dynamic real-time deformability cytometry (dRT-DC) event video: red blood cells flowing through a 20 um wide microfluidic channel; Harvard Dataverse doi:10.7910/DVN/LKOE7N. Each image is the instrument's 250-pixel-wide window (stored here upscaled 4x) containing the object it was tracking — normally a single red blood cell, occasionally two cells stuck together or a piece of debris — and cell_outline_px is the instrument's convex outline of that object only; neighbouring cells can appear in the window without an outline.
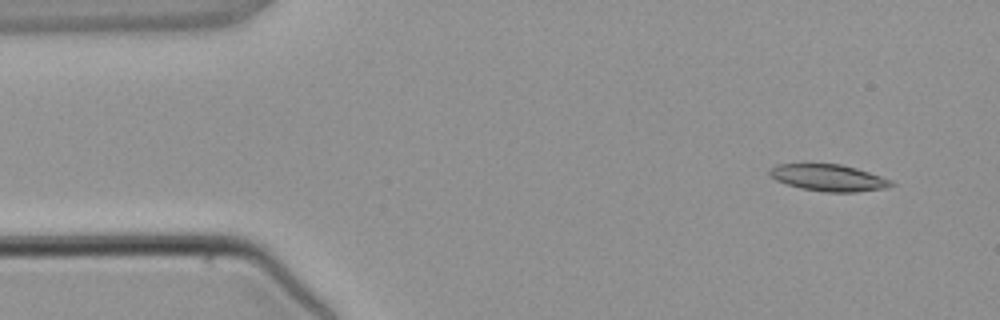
{"species": "common noctule bat (a hibernating species)", "species_latin": "Nyctalus noctula", "temperature_condition": "warm", "stored_images_in_passage": 2, "camera_frame_rate_fps": 3000, "um_per_image_px": 0.085, "animal": {"sex": "male", "body_mass_g": 21.5, "forearm_length_mm": 52.0}, "frame": {"image": 1, "passage_image": 1, "time_ms": 0.0, "image_size_px": [1000, 320], "cell_outline_px": [[896, 184], [884, 188], [856, 192], [828, 192], [800, 188], [776, 180], [768, 176], [768, 168], [776, 164], [808, 160], [840, 164], [856, 168], [892, 180]], "centroid_in_image_um": [70.31, 15.04], "position_along_channel_um": 14.7, "area_um2": 19.83}}